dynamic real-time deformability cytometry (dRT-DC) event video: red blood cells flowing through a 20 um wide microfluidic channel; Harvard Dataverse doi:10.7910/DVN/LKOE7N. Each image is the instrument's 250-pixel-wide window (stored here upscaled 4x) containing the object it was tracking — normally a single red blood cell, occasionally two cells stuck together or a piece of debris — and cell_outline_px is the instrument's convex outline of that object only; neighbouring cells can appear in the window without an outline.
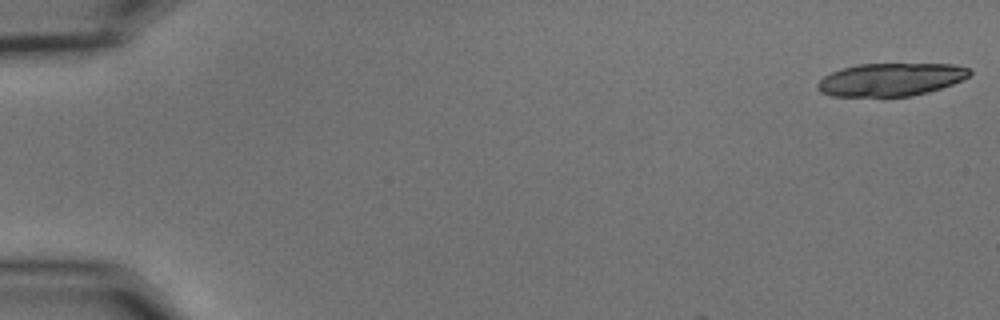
{"species": "common noctule bat (a hibernating species)", "species_latin": "Nyctalus noctula", "temperature_condition": "cold", "stored_images_in_passage": 6, "camera_frame_rate_fps": 3000, "um_per_image_px": 0.085, "animal": {"sex": "male", "body_mass_g": 15.6}, "frame": {"image": 1, "passage_image": 1, "time_ms": 0.0, "image_size_px": [1000, 320], "cell_outline_px": [[972, 72], [968, 76], [952, 84], [928, 92], [912, 96], [832, 96], [820, 92], [816, 88], [816, 84], [824, 76], [840, 68], [860, 64], [956, 64], [968, 68]], "centroid_in_image_um": [75.69, 6.76], "position_along_channel_um": 9.3, "area_um2": 29.13}}